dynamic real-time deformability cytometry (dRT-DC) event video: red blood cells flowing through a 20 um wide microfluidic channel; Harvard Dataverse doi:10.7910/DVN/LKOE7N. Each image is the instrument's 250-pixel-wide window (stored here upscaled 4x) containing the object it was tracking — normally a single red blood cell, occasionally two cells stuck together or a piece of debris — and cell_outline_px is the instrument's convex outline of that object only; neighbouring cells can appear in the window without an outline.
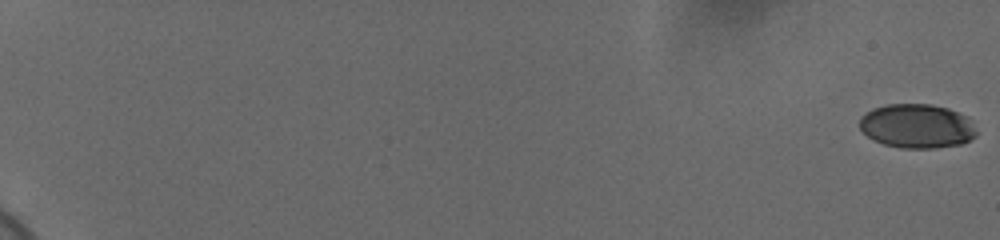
{"species": "human", "species_latin": "Homo sapiens", "temperature_condition": "cold", "stored_images_in_passage": 60, "camera_frame_rate_fps": 3000, "um_per_image_px": 0.085, "donor": {"sex": "female"}, "frame": {"image": 1, "passage_image": 1, "time_ms": 0.0, "image_size_px": [1000, 240], "cell_outline_px": [[976, 136], [960, 144], [936, 148], [900, 148], [884, 144], [868, 136], [860, 128], [860, 116], [872, 108], [888, 104], [932, 104], [948, 108], [968, 116], [976, 132]], "centroid_in_image_um": [77.94, 10.7], "position_along_channel_um": 7.1, "area_um2": 30.06}}
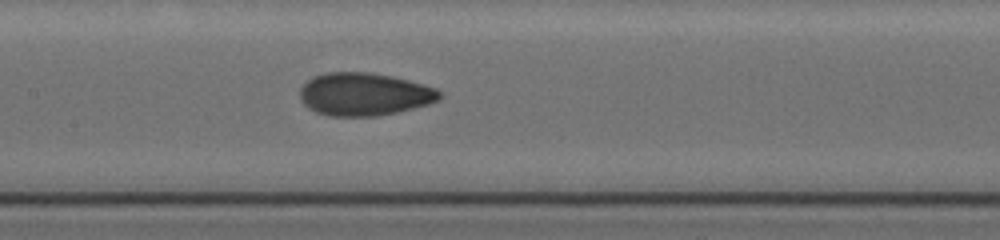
{"frame": {"image": 2, "passage_image": 34, "time_ms": 11.0, "image_size_px": [1000, 240], "cell_outline_px": [[440, 100], [428, 104], [396, 112], [376, 116], [328, 116], [316, 112], [308, 108], [300, 100], [300, 88], [308, 80], [324, 72], [368, 72], [392, 76], [408, 80], [436, 88], [440, 92]], "centroid_in_image_um": [30.94, 8.01], "position_along_channel_um": 176.5, "area_um2": 34.8}}
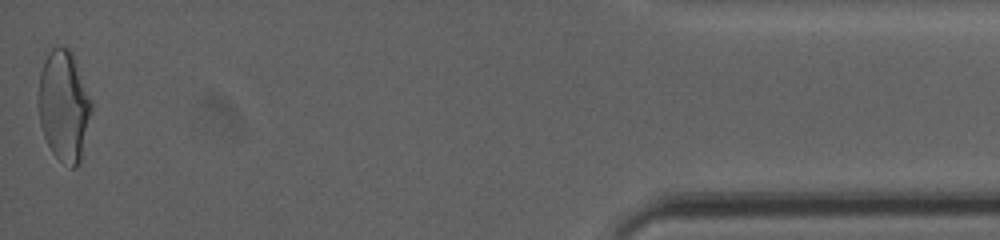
{"frame": {"image": 3, "passage_image": 60, "time_ms": 19.667, "image_size_px": [1000, 240], "cell_outline_px": [[92, 108], [80, 164], [76, 168], [72, 168], [60, 160], [52, 152], [44, 136], [40, 124], [36, 100], [40, 72], [48, 44], [68, 48], [72, 52], [92, 100]], "centroid_in_image_um": [5.4, 8.93], "position_along_channel_um": 429.8, "area_um2": 35.08}, "authors_computed_cell_mechanics": {"area_um2": 32.6859, "velocity_mm_per_s": 3.7053, "shape_relaxation_time_tau1_ms": 5.1148, "shape_relaxation_time_tau2_ms": 1.3215, "deformation_change_tau1": 0.1594, "deformation_change_tau2": 0.0567}}